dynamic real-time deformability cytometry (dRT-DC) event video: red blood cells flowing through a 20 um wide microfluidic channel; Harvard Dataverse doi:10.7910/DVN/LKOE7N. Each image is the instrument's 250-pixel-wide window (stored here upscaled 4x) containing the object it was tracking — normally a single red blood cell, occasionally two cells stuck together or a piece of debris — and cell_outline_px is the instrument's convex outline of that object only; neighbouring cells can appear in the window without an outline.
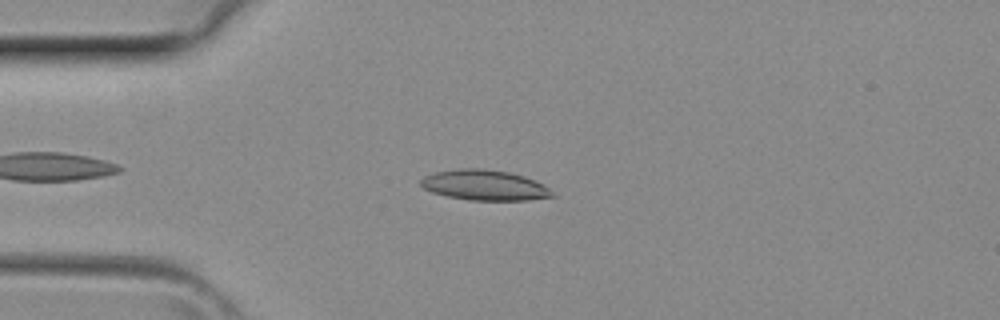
{"species": "common noctule bat (a hibernating species)", "species_latin": "Nyctalus noctula", "temperature_condition": "room temperature", "stored_images_in_passage": 35, "camera_frame_rate_fps": 3000, "um_per_image_px": 0.085, "animal": {"sex": "female", "body_mass_g": 29.2, "forearm_length_mm": 56.3}, "frame": {"image": 1, "passage_image": 5, "time_ms": 1.333, "image_size_px": [1000, 320], "cell_outline_px": [[556, 196], [528, 200], [468, 200], [448, 196], [432, 192], [424, 188], [420, 184], [420, 180], [424, 176], [436, 172], [460, 168], [484, 168], [508, 172], [524, 176], [548, 188]], "centroid_in_image_um": [41.16, 15.74], "position_along_channel_um": 43.8, "area_um2": 23.06}}
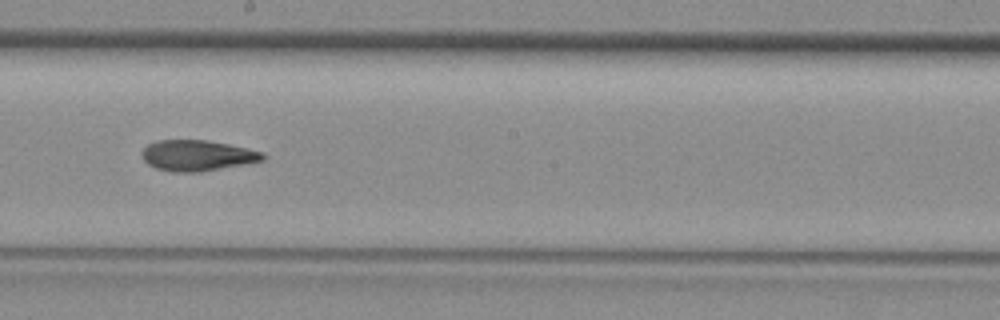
{"frame": {"image": 2, "passage_image": 17, "time_ms": 5.333, "image_size_px": [1000, 320], "cell_outline_px": [[264, 160], [244, 164], [200, 172], [172, 172], [156, 168], [148, 164], [144, 160], [144, 148], [148, 144], [156, 140], [208, 140], [228, 144], [264, 152]], "centroid_in_image_um": [16.77, 13.22], "position_along_channel_um": 231.4, "area_um2": 21.5}}
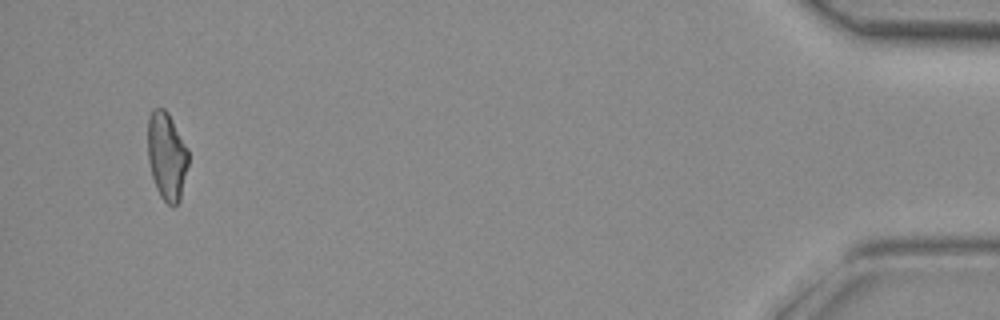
{"frame": {"image": 3, "passage_image": 33, "time_ms": 10.667, "image_size_px": [1000, 320], "cell_outline_px": [[188, 164], [180, 200], [172, 208], [160, 196], [156, 188], [152, 176], [148, 160], [148, 116], [152, 108], [164, 108], [168, 112], [188, 148]], "centroid_in_image_um": [14.17, 13.25], "position_along_channel_um": 421.0, "area_um2": 20.92}}